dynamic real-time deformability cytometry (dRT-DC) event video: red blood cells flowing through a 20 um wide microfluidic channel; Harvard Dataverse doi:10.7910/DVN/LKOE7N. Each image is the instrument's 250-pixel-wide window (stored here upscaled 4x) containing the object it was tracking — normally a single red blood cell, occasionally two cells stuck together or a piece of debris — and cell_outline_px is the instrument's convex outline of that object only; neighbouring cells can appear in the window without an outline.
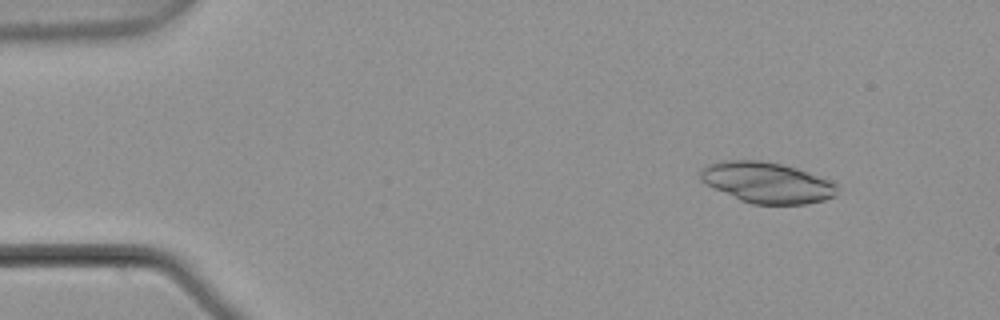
{"species": "common noctule bat (a hibernating species)", "species_latin": "Nyctalus noctula", "temperature_condition": "warm", "stored_images_in_passage": 7, "camera_frame_rate_fps": 3000, "um_per_image_px": 0.085, "animal": {"sex": "male", "body_mass_g": 21.5, "forearm_length_mm": 52.0}, "frame": {"image": 1, "passage_image": 1, "time_ms": 0.0, "image_size_px": [1000, 320], "cell_outline_px": [[836, 196], [824, 200], [808, 204], [752, 204], [740, 200], [700, 180], [700, 168], [708, 164], [720, 160], [760, 160], [784, 164], [808, 172], [828, 180], [836, 184]], "centroid_in_image_um": [65.18, 15.51], "position_along_channel_um": 19.8, "area_um2": 32.43}}